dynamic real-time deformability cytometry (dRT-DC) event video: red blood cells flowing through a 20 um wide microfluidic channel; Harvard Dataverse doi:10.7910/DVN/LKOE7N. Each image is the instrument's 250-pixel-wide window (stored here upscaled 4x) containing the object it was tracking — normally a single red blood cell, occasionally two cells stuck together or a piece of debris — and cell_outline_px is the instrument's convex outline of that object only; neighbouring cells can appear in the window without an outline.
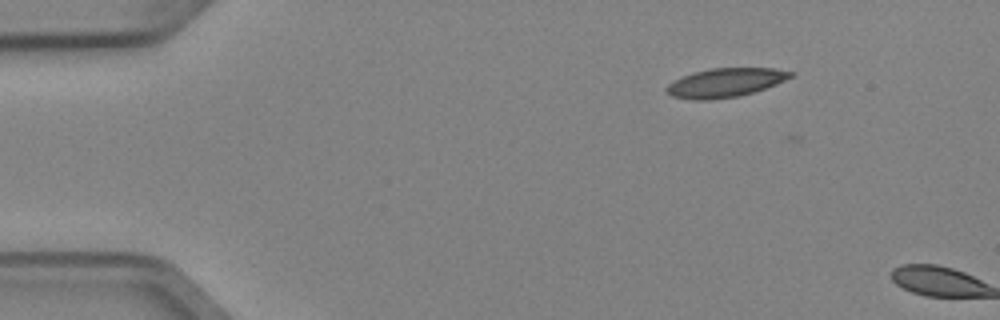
{"species": "Egyptian fruit bat (a non-hibernating species)", "species_latin": "Rousettus aegyptiacus", "temperature_condition": "cold", "stored_images_in_passage": 3, "camera_frame_rate_fps": 3000, "um_per_image_px": 0.085, "animal": {"sex": "female"}, "frame": {"image": 1, "passage_image": 2, "time_ms": 0.333, "image_size_px": [1000, 320], "cell_outline_px": [[796, 72], [792, 76], [776, 84], [752, 92], [736, 96], [708, 100], [692, 100], [672, 96], [664, 92], [664, 88], [672, 80], [680, 76], [692, 72], [708, 68], [772, 68]], "centroid_in_image_um": [61.56, 7.01], "position_along_channel_um": 23.4, "area_um2": 21.04}}